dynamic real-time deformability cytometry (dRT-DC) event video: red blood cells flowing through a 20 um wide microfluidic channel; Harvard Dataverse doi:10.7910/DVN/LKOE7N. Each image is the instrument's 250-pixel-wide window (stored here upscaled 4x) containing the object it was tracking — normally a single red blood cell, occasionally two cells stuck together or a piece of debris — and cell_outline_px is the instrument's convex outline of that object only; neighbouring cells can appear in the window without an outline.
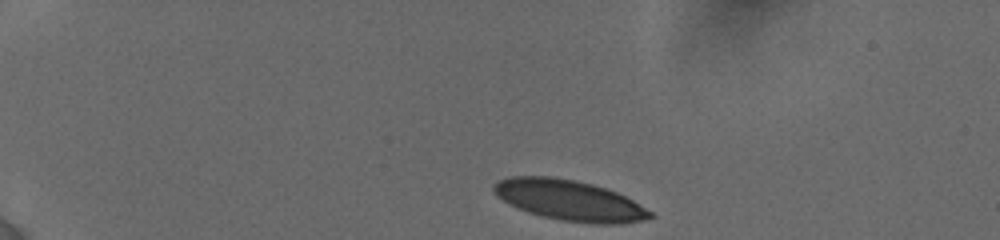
{"species": "human", "species_latin": "Homo sapiens", "temperature_condition": "cold", "stored_images_in_passage": 8, "camera_frame_rate_fps": 3000, "um_per_image_px": 0.085, "donor": {"sex": "female"}, "frame": {"image": 1, "passage_image": 1, "time_ms": 0.0, "image_size_px": [1000, 240], "cell_outline_px": [[652, 216], [640, 220], [620, 224], [596, 224], [560, 220], [528, 212], [508, 204], [496, 196], [492, 188], [492, 184], [496, 180], [508, 176], [552, 176], [592, 184], [616, 192], [632, 200], [652, 212]], "centroid_in_image_um": [48.31, 17.01], "position_along_channel_um": 36.7, "area_um2": 36.76}}
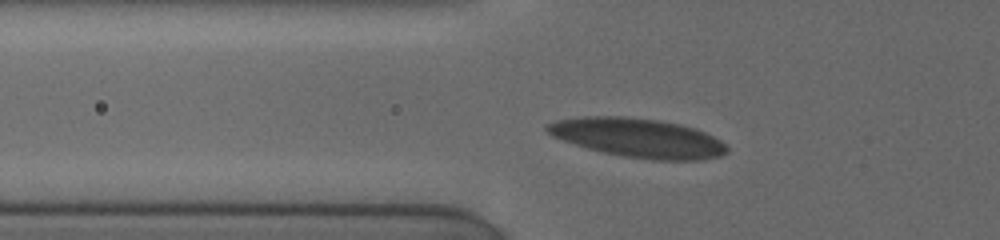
{"frame": {"image": 2, "passage_image": 6, "time_ms": 3.0, "image_size_px": [1000, 240], "cell_outline_px": [[728, 152], [720, 156], [700, 160], [652, 160], [624, 156], [604, 152], [588, 148], [552, 136], [544, 128], [544, 124], [556, 120], [584, 116], [624, 116], [660, 120], [680, 124], [696, 128], [720, 140], [728, 148]], "centroid_in_image_um": [54.23, 11.71], "position_along_channel_um": 71.6, "area_um2": 40.92}}